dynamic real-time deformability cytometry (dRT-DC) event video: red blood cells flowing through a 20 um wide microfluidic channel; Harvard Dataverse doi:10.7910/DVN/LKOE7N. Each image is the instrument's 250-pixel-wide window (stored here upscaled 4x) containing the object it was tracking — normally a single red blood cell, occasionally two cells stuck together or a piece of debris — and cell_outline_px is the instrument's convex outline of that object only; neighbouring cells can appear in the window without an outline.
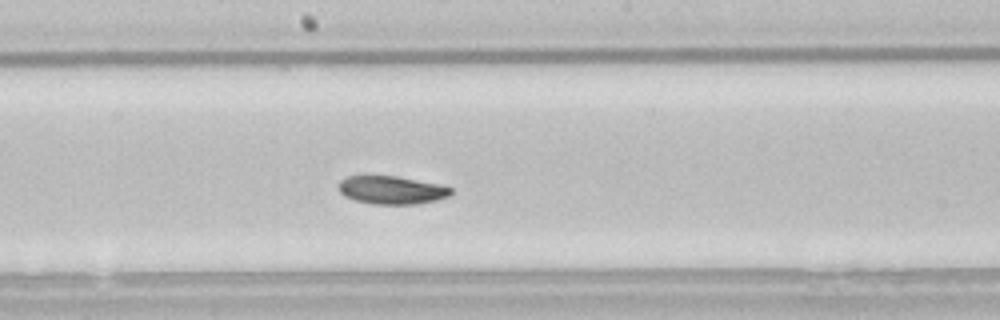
{"species": "common noctule bat (a hibernating species)", "species_latin": "Nyctalus noctula", "temperature_condition": "room temperature", "stored_images_in_passage": 47, "camera_frame_rate_fps": 3000, "um_per_image_px": 0.085, "animal": {"sex": "male", "body_mass_g": 21.5, "forearm_length_mm": 52.0}, "frame": {"image": 1, "passage_image": 21, "time_ms": 6.667, "image_size_px": [1000, 320], "cell_outline_px": [[452, 192], [448, 196], [436, 200], [416, 204], [372, 204], [356, 200], [344, 196], [340, 192], [340, 180], [348, 176], [396, 176], [436, 184], [452, 188]], "centroid_in_image_um": [33.27, 16.16], "position_along_channel_um": 214.9, "area_um2": 18.09}, "authors_computed_cell_mechanics": {"area_um2": 19.2474, "velocity_mm_per_s": 3.7878, "shape_relaxation_time_tau1_ms": 3.1939, "shape_relaxation_time_tau2_ms": null, "deformation_change_tau1": 0.0919, "deformation_change_tau2": null}}